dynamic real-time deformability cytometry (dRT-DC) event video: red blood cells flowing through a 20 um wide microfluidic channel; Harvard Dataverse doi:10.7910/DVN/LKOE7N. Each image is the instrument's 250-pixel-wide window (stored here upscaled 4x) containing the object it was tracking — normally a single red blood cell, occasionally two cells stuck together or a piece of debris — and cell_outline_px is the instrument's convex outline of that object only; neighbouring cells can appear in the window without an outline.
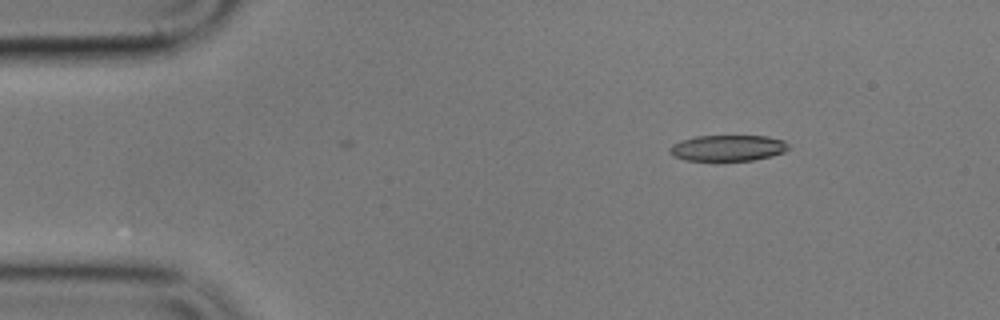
{"species": "common noctule bat (a hibernating species)", "species_latin": "Nyctalus noctula", "temperature_condition": "cold", "stored_images_in_passage": 3, "camera_frame_rate_fps": 3000, "um_per_image_px": 0.085, "animal": {"sex": "male", "body_mass_g": 17.9}, "frame": {"image": 1, "passage_image": 1, "time_ms": 0.0, "image_size_px": [1000, 320], "cell_outline_px": [[788, 148], [784, 152], [772, 156], [752, 160], [684, 160], [672, 156], [668, 152], [668, 148], [672, 144], [680, 140], [696, 136], [768, 136], [784, 140], [788, 144]], "centroid_in_image_um": [61.82, 12.57], "position_along_channel_um": 23.2, "area_um2": 18.09}}
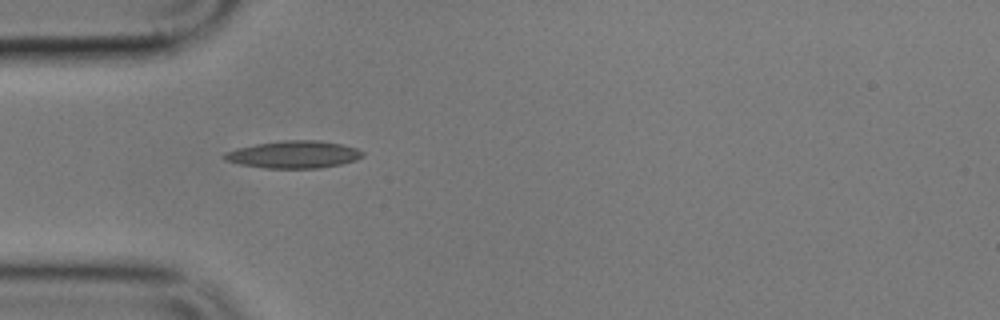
{"frame": {"image": 2, "passage_image": 3, "time_ms": 3.0, "image_size_px": [1000, 320], "cell_outline_px": [[364, 156], [356, 160], [340, 164], [320, 168], [264, 168], [240, 164], [224, 160], [220, 156], [224, 152], [236, 148], [256, 144], [284, 140], [316, 140], [340, 144], [356, 148], [364, 152]], "centroid_in_image_um": [24.93, 13.13], "position_along_channel_um": 60.1, "area_um2": 22.08}}